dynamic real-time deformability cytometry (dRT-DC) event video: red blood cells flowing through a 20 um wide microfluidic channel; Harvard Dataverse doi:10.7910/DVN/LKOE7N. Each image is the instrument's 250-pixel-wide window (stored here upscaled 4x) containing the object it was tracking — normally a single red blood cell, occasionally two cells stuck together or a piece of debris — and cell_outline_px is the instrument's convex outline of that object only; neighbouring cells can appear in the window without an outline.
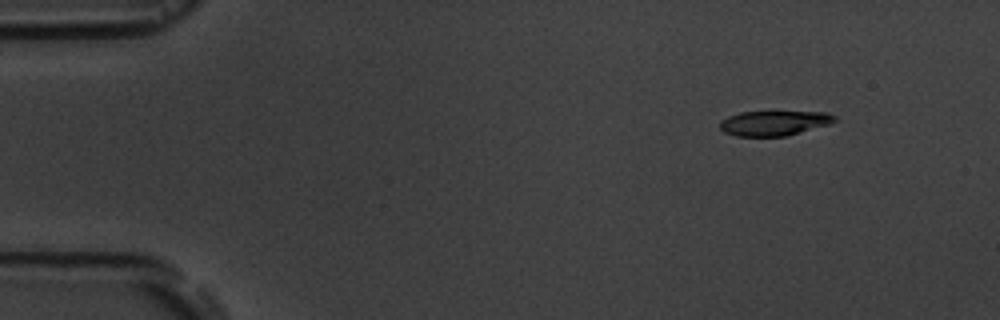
{"species": "common noctule bat (a hibernating species)", "species_latin": "Nyctalus noctula", "temperature_condition": "room temperature", "stored_images_in_passage": 4, "camera_frame_rate_fps": 3000, "um_per_image_px": 0.085, "animal": {"sex": "male", "body_mass_g": 19.5, "forearm_length_mm": 54.6}, "frame": {"image": 1, "passage_image": 1, "time_ms": 0.0, "image_size_px": [1000, 320], "cell_outline_px": [[836, 120], [828, 124], [788, 136], [736, 136], [724, 132], [720, 128], [720, 120], [728, 116], [740, 112], [828, 112], [836, 116]], "centroid_in_image_um": [65.78, 10.46], "position_along_channel_um": 19.2, "area_um2": 16.59}}
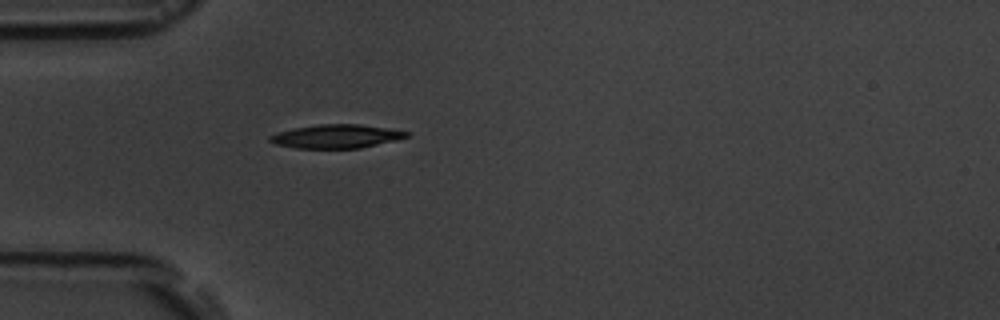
{"frame": {"image": 2, "passage_image": 4, "time_ms": 3.333, "image_size_px": [1000, 320], "cell_outline_px": [[408, 136], [396, 140], [360, 148], [296, 148], [276, 144], [268, 140], [268, 136], [280, 132], [296, 128], [320, 124], [360, 124], [408, 132]], "centroid_in_image_um": [28.56, 11.59], "position_along_channel_um": 56.4, "area_um2": 18.44}}